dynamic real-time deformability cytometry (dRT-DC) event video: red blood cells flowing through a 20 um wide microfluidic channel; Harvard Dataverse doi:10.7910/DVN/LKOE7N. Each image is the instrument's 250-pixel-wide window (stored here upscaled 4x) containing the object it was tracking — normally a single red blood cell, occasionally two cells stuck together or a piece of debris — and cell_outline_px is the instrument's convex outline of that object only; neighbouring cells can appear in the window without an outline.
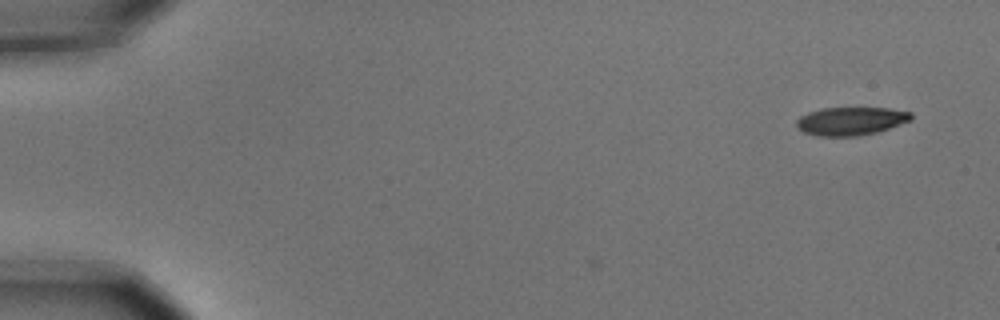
{"species": "common noctule bat (a hibernating species)", "species_latin": "Nyctalus noctula", "temperature_condition": "cold", "stored_images_in_passage": 5, "camera_frame_rate_fps": 3000, "um_per_image_px": 0.085, "animal": {"sex": "male", "body_mass_g": 15.6}, "frame": {"image": 1, "passage_image": 1, "time_ms": 0.0, "image_size_px": [1000, 320], "cell_outline_px": [[912, 120], [876, 132], [856, 136], [816, 136], [804, 132], [796, 128], [796, 120], [800, 116], [808, 112], [820, 108], [888, 108], [912, 112]], "centroid_in_image_um": [72.29, 10.29], "position_along_channel_um": 12.7, "area_um2": 18.9}}
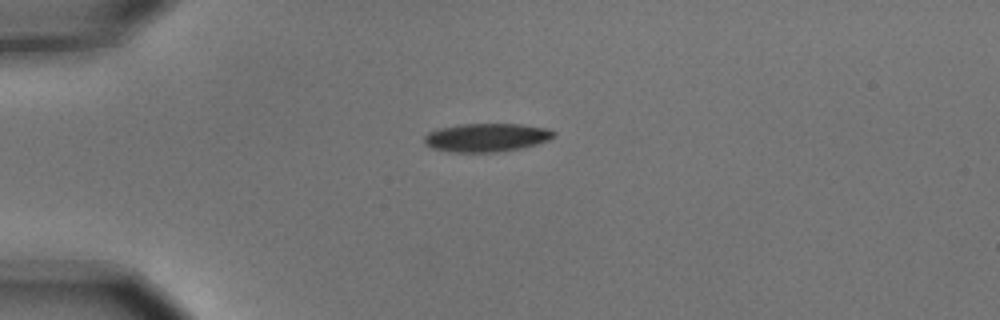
{"frame": {"image": 2, "passage_image": 4, "time_ms": 1.0, "image_size_px": [1000, 320], "cell_outline_px": [[556, 136], [548, 140], [536, 144], [520, 148], [496, 152], [452, 152], [432, 148], [424, 140], [424, 136], [428, 132], [440, 128], [460, 124], [520, 124], [544, 128], [556, 132]], "centroid_in_image_um": [41.36, 11.68], "position_along_channel_um": 43.6, "area_um2": 21.27}}